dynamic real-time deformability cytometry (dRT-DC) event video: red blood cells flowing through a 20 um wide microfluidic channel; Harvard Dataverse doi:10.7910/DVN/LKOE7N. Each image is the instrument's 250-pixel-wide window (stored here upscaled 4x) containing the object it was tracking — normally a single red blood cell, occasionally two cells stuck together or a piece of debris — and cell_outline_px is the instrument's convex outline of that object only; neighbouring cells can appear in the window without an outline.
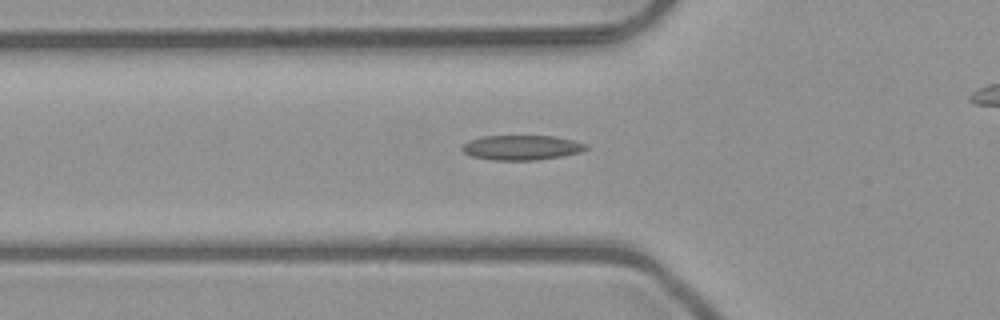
{"species": "common noctule bat (a hibernating species)", "species_latin": "Nyctalus noctula", "temperature_condition": "room temperature", "stored_images_in_passage": 39, "camera_frame_rate_fps": 3000, "um_per_image_px": 0.085, "animal": {"sex": "male", "body_mass_g": 23.1, "forearm_length_mm": 52.7}, "frame": {"image": 1, "passage_image": 12, "time_ms": 3.667, "image_size_px": [1000, 320], "cell_outline_px": [[588, 148], [580, 152], [560, 156], [536, 160], [492, 160], [472, 156], [464, 152], [460, 148], [460, 144], [468, 140], [484, 136], [552, 136], [572, 140], [588, 144]], "centroid_in_image_um": [44.29, 12.54], "position_along_channel_um": 81.5, "area_um2": 17.92}}
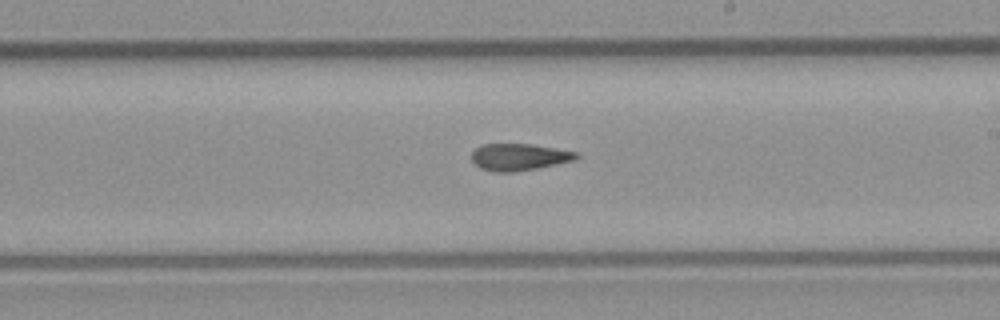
{"frame": {"image": 2, "passage_image": 24, "time_ms": 7.667, "image_size_px": [1000, 320], "cell_outline_px": [[580, 156], [576, 160], [536, 168], [512, 172], [496, 172], [480, 168], [472, 160], [472, 152], [476, 148], [484, 144], [532, 144], [580, 152]], "centroid_in_image_um": [44.17, 13.34], "position_along_channel_um": 244.8, "area_um2": 16.42}}
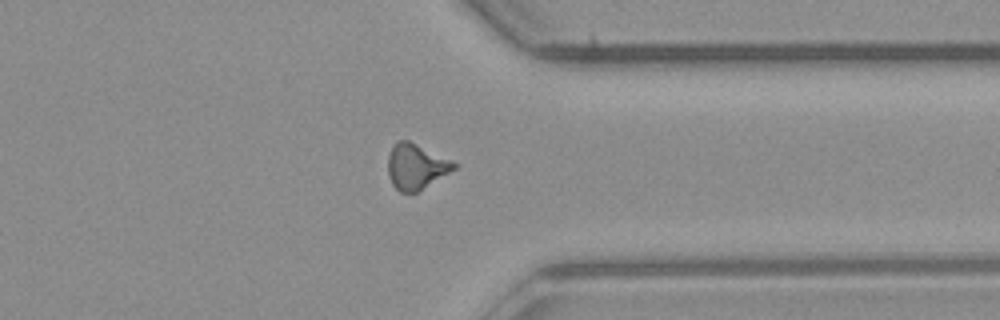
{"frame": {"image": 3, "passage_image": 34, "time_ms": 11.0, "image_size_px": [1000, 320], "cell_outline_px": [[460, 164], [456, 168], [416, 192], [400, 192], [392, 184], [388, 176], [388, 156], [392, 148], [400, 140], [408, 140], [452, 160]], "centroid_in_image_um": [35.37, 14.15], "position_along_channel_um": 376.0, "area_um2": 17.22}, "authors_computed_cell_mechanics": {"area_um2": 17.051, "velocity_mm_per_s": 4.0461, "shape_relaxation_time_tau1_ms": null, "shape_relaxation_time_tau2_ms": 6.6323, "deformation_change_tau1": null, "deformation_change_tau2": 0.1665}}